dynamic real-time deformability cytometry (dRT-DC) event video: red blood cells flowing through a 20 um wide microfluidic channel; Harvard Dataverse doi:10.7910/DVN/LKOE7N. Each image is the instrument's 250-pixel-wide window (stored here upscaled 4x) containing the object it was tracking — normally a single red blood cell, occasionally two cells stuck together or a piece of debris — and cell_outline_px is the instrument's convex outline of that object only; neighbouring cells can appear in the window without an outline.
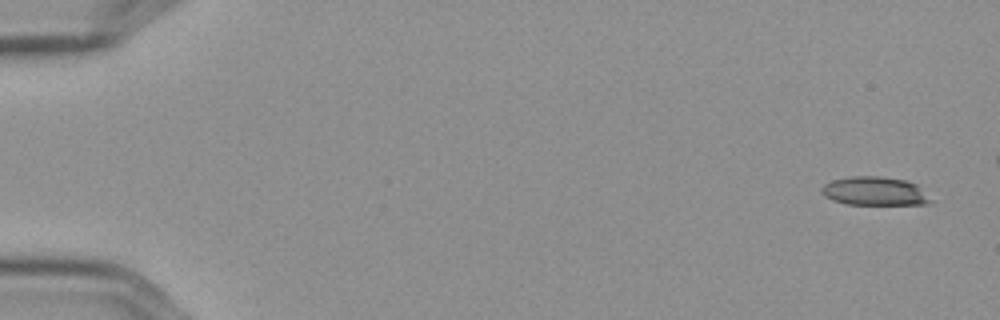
{"species": "Egyptian fruit bat (a non-hibernating species)", "species_latin": "Rousettus aegyptiacus", "temperature_condition": "cold", "stored_images_in_passage": 52, "camera_frame_rate_fps": 3000, "um_per_image_px": 0.085, "frame": {"image": 1, "passage_image": 1, "time_ms": 0.0, "image_size_px": [1000, 320], "cell_outline_px": [[936, 200], [932, 204], [848, 204], [832, 200], [824, 196], [820, 192], [820, 188], [824, 184], [832, 180], [852, 176], [880, 176], [908, 180], [916, 184]], "centroid_in_image_um": [74.4, 16.25], "position_along_channel_um": 10.6, "area_um2": 18.55}}
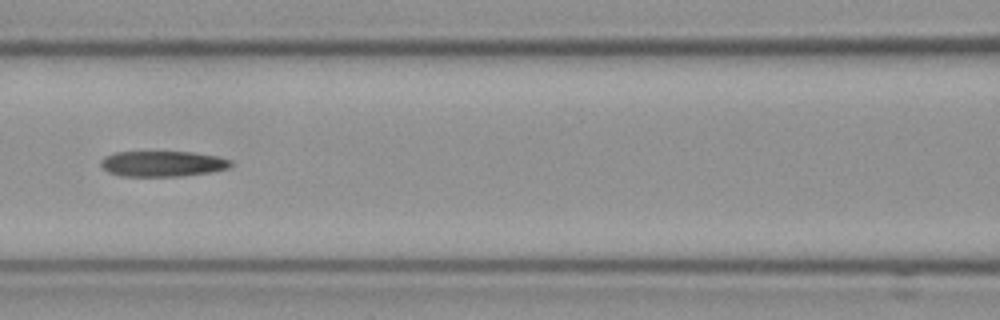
{"frame": {"image": 2, "passage_image": 25, "time_ms": 8.0, "image_size_px": [1000, 320], "cell_outline_px": [[232, 164], [228, 168], [208, 172], [180, 176], [120, 176], [108, 172], [100, 164], [100, 160], [104, 156], [116, 152], [192, 152], [216, 156], [232, 160]], "centroid_in_image_um": [13.79, 13.91], "position_along_channel_um": 152.8, "area_um2": 19.31}}
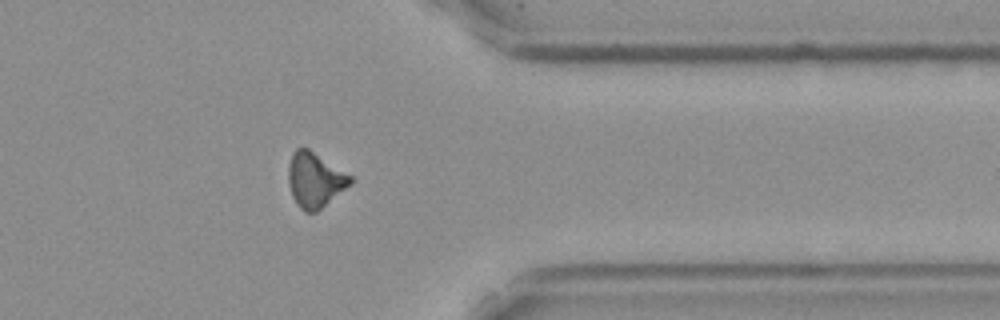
{"frame": {"image": 3, "passage_image": 45, "time_ms": 14.667, "image_size_px": [1000, 320], "cell_outline_px": [[352, 184], [316, 212], [304, 212], [300, 208], [292, 196], [288, 184], [288, 164], [292, 152], [296, 148], [308, 148], [352, 176]], "centroid_in_image_um": [26.75, 15.29], "position_along_channel_um": 384.6, "area_um2": 19.88}}